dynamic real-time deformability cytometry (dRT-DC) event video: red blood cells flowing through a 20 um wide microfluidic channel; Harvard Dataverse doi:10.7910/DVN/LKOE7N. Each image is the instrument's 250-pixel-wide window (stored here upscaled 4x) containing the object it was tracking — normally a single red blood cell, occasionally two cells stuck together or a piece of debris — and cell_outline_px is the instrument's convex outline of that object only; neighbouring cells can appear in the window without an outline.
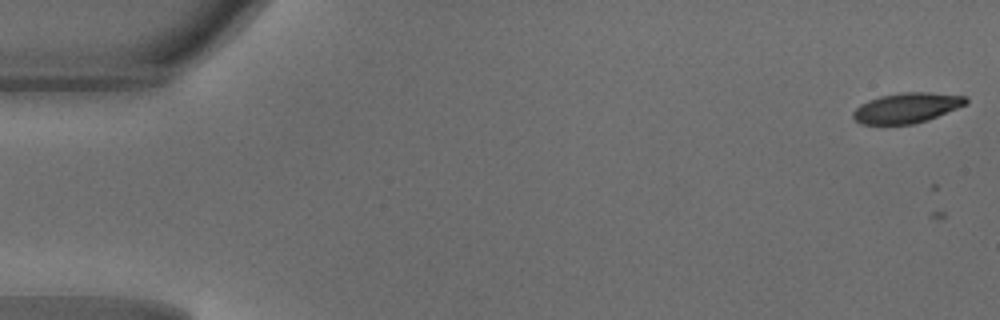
{"species": "common noctule bat (a hibernating species)", "species_latin": "Nyctalus noctula", "temperature_condition": "warm", "stored_images_in_passage": 4, "camera_frame_rate_fps": 3000, "um_per_image_px": 0.085, "animal": {"sex": "male", "body_mass_g": 18.8}, "frame": {"image": 1, "passage_image": 2, "time_ms": 0.333, "image_size_px": [1000, 320], "cell_outline_px": [[968, 104], [928, 120], [912, 124], [860, 124], [852, 116], [852, 112], [860, 104], [868, 100], [880, 96], [900, 92], [928, 92], [968, 96]], "centroid_in_image_um": [77.09, 9.16], "position_along_channel_um": 7.9, "area_um2": 20.0}}